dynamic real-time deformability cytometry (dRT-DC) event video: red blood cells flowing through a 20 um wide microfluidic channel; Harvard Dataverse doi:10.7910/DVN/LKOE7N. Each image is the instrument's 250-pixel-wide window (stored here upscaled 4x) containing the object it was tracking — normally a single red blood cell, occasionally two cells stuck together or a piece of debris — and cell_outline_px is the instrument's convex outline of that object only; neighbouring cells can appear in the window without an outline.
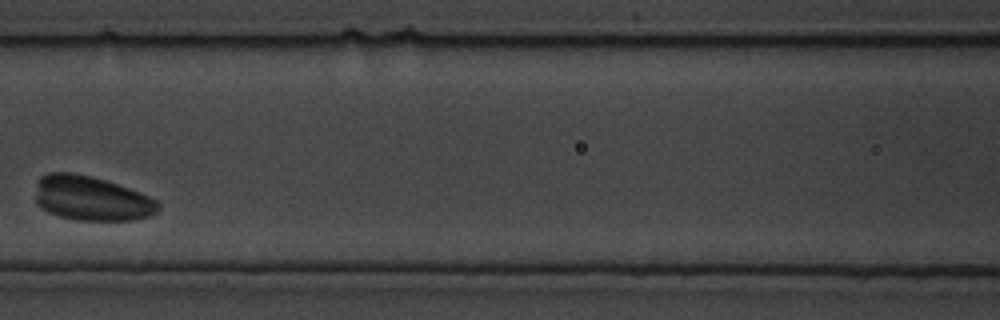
{"species": "common noctule bat (a hibernating species)", "species_latin": "Nyctalus noctula", "temperature_condition": "cold", "stored_images_in_passage": 6, "camera_frame_rate_fps": 3000, "um_per_image_px": 0.085, "animal": {"sex": "male", "body_mass_g": 19.5, "forearm_length_mm": 54.6}, "frame": {"image": 1, "passage_image": 6, "time_ms": 1.667, "image_size_px": [1000, 320], "cell_outline_px": [[160, 208], [156, 212], [148, 216], [132, 220], [76, 220], [60, 216], [48, 212], [36, 204], [36, 184], [40, 176], [48, 172], [72, 172], [92, 176], [140, 192], [156, 200], [160, 204]], "centroid_in_image_um": [7.74, 16.85], "position_along_channel_um": 158.9, "area_um2": 31.91}}